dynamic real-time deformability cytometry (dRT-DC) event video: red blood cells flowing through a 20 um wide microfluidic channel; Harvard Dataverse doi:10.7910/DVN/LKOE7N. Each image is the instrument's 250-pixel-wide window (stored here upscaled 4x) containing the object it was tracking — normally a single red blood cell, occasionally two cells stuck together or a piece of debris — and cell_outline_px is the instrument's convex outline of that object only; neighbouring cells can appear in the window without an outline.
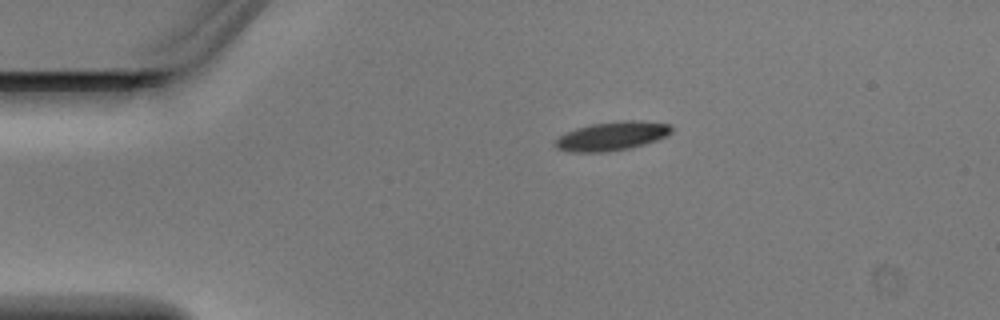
{"species": "Egyptian fruit bat (a non-hibernating species)", "species_latin": "Rousettus aegyptiacus", "temperature_condition": "warm", "stored_images_in_passage": 2, "camera_frame_rate_fps": 3000, "um_per_image_px": 0.085, "animal": {"sex": "male"}, "frame": {"image": 1, "passage_image": 1, "time_ms": 0.0, "image_size_px": [1000, 320], "cell_outline_px": [[672, 132], [668, 136], [644, 144], [628, 148], [604, 152], [568, 152], [560, 148], [556, 144], [556, 140], [560, 136], [576, 128], [592, 124], [624, 120], [640, 120], [672, 124]], "centroid_in_image_um": [52.09, 11.55], "position_along_channel_um": 32.9, "area_um2": 19.36}}